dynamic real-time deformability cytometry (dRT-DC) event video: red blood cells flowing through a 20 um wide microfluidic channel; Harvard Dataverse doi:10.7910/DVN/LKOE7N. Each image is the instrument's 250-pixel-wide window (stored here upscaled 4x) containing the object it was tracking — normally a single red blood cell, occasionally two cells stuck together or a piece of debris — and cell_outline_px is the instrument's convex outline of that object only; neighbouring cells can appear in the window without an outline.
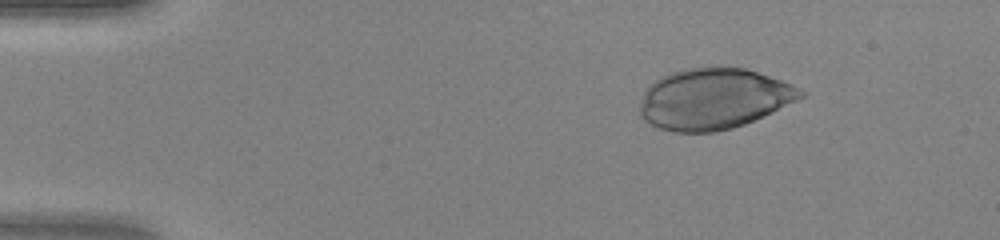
{"species": "human", "species_latin": "Homo sapiens", "temperature_condition": "warm", "stored_images_in_passage": 39, "camera_frame_rate_fps": 3000, "um_per_image_px": 0.085, "donor": {"sex": "female"}, "frame": {"image": 1, "passage_image": 7, "time_ms": 2.0, "image_size_px": [1000, 240], "cell_outline_px": [[808, 92], [804, 96], [764, 116], [744, 124], [732, 128], [716, 132], [672, 132], [660, 128], [644, 120], [640, 116], [640, 104], [644, 92], [660, 76], [684, 68], [708, 64], [720, 64], [744, 68], [792, 84]], "centroid_in_image_um": [60.66, 8.36], "position_along_channel_um": 24.3, "area_um2": 57.63}}